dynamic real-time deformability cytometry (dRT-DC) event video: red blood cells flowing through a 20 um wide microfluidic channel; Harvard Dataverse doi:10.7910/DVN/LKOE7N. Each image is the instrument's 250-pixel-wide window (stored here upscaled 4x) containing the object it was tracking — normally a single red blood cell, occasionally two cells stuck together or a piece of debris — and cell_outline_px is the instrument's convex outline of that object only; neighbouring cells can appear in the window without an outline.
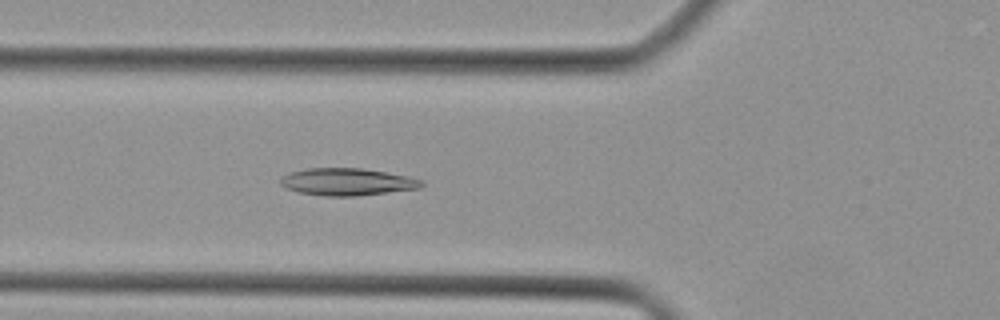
{"species": "Egyptian fruit bat (a non-hibernating species)", "species_latin": "Rousettus aegyptiacus", "temperature_condition": "cold", "stored_images_in_passage": 41, "camera_frame_rate_fps": 3000, "um_per_image_px": 0.085, "animal": {"sex": "female"}, "frame": {"image": 1, "passage_image": 16, "time_ms": 5.0, "image_size_px": [1000, 320], "cell_outline_px": [[424, 184], [420, 188], [356, 196], [324, 196], [300, 192], [284, 188], [280, 184], [280, 176], [288, 172], [304, 168], [360, 168], [384, 172], [424, 180]], "centroid_in_image_um": [29.44, 15.45], "position_along_channel_um": 96.4, "area_um2": 22.43}}
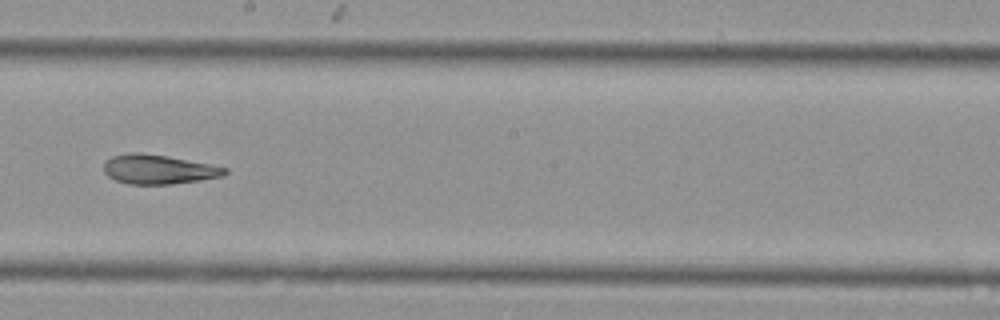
{"frame": {"image": 2, "passage_image": 25, "time_ms": 8.0, "image_size_px": [1000, 320], "cell_outline_px": [[228, 172], [224, 176], [200, 180], [172, 184], [128, 184], [116, 180], [108, 176], [104, 172], [104, 164], [112, 156], [128, 152], [140, 152], [168, 156], [228, 168]], "centroid_in_image_um": [13.47, 14.39], "position_along_channel_um": 234.7, "area_um2": 20.69}}
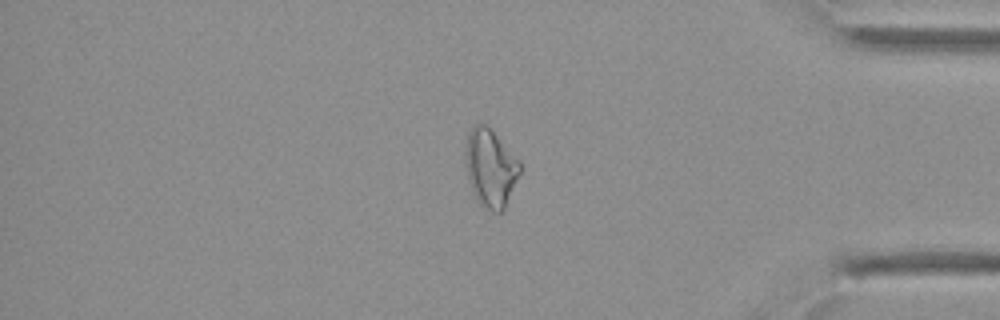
{"frame": {"image": 3, "passage_image": 37, "time_ms": 12.0, "image_size_px": [1000, 320], "cell_outline_px": [[520, 172], [504, 208], [500, 212], [492, 212], [480, 204], [476, 200], [472, 192], [468, 180], [464, 156], [464, 152], [468, 132], [480, 120], [488, 124], [520, 160]], "centroid_in_image_um": [41.66, 14.21], "position_along_channel_um": 393.5, "area_um2": 25.14}}